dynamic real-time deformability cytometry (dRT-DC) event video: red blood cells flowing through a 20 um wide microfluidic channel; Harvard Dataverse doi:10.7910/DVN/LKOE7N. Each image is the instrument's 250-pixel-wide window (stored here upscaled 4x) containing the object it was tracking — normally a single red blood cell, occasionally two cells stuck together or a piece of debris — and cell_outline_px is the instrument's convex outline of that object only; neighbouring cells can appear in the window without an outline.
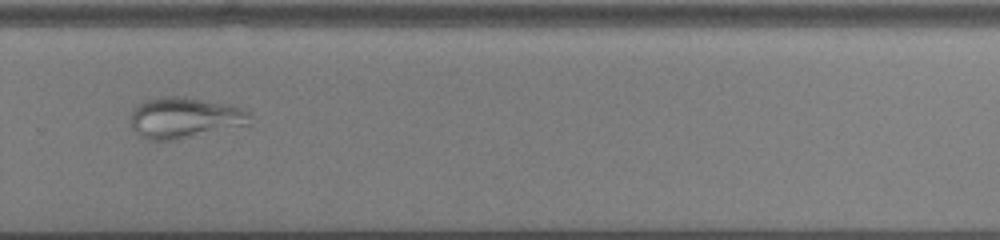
{"species": "common noctule bat (a hibernating species)", "species_latin": "Nyctalus noctula", "temperature_condition": "cold", "stored_images_in_passage": 38, "camera_frame_rate_fps": 3000, "um_per_image_px": 0.085, "animal": {"sex": "male", "body_mass_g": 13.0, "forearm_length_mm": 53.1}, "frame": {"image": 1, "passage_image": 22, "time_ms": 7.0, "image_size_px": [1000, 240], "cell_outline_px": [[248, 124], [172, 140], [148, 140], [140, 136], [132, 128], [128, 116], [132, 108], [136, 104], [160, 96], [180, 96], [232, 104], [248, 112]], "centroid_in_image_um": [15.58, 9.99], "position_along_channel_um": 314.2, "area_um2": 28.32}}